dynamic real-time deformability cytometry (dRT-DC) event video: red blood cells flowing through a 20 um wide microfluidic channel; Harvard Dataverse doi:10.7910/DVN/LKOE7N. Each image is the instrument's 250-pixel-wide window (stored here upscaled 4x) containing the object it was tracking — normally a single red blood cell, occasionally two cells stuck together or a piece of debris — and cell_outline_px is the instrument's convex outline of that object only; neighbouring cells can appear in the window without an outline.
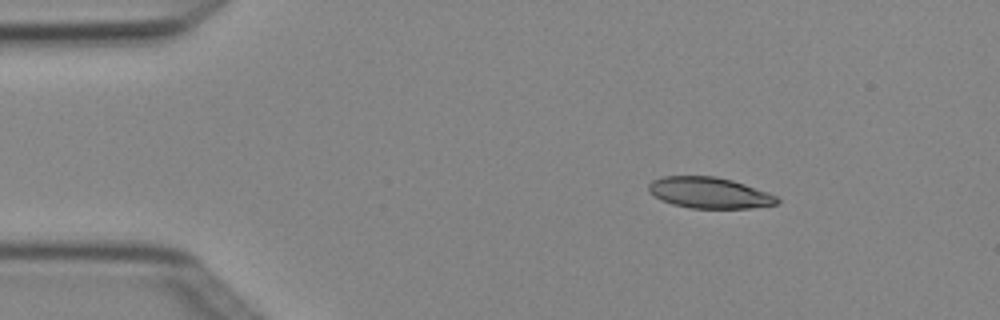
{"species": "Egyptian fruit bat (a non-hibernating species)", "species_latin": "Rousettus aegyptiacus", "temperature_condition": "cold", "stored_images_in_passage": 3, "camera_frame_rate_fps": 3000, "um_per_image_px": 0.085, "animal": {"sex": "female"}, "frame": {"image": 1, "passage_image": 1, "time_ms": 0.0, "image_size_px": [1000, 320], "cell_outline_px": [[780, 204], [752, 208], [688, 208], [672, 204], [660, 200], [648, 192], [648, 184], [652, 180], [664, 176], [716, 176], [732, 180], [768, 192], [776, 196], [780, 200]], "centroid_in_image_um": [60.28, 16.39], "position_along_channel_um": 24.7, "area_um2": 23.47}}
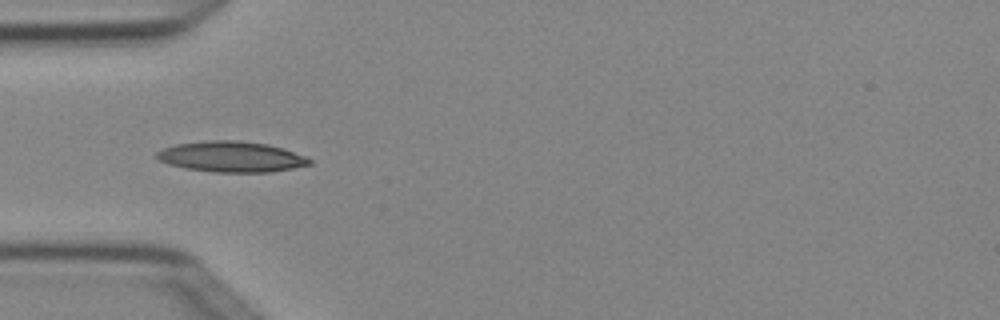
{"frame": {"image": 2, "passage_image": 3, "time_ms": 0.667, "image_size_px": [1000, 320], "cell_outline_px": [[312, 164], [272, 172], [216, 172], [184, 168], [168, 164], [160, 160], [156, 156], [156, 152], [164, 148], [176, 144], [208, 140], [236, 140], [268, 144], [284, 148], [304, 156], [312, 160]], "centroid_in_image_um": [19.67, 13.32], "position_along_channel_um": 65.3, "area_um2": 27.28}}